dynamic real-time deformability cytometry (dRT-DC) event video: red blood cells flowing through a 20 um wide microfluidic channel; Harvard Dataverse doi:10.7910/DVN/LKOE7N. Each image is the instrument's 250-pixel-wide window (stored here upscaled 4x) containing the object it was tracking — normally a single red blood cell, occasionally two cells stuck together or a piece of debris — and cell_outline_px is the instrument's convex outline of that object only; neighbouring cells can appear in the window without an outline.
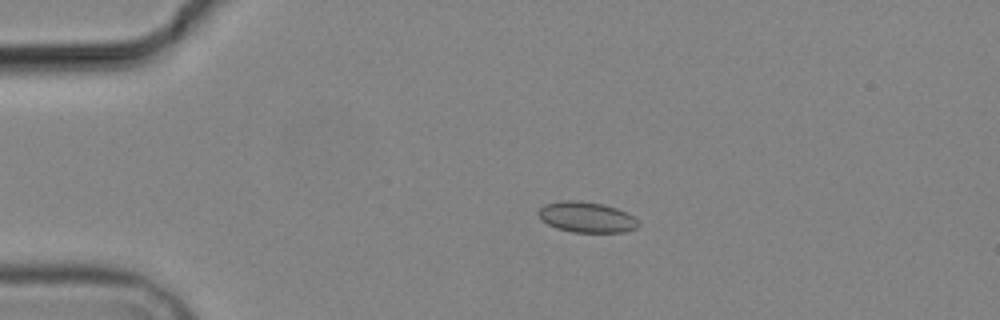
{"species": "common noctule bat (a hibernating species)", "species_latin": "Nyctalus noctula", "temperature_condition": "cold", "stored_images_in_passage": 6, "camera_frame_rate_fps": 3000, "um_per_image_px": 0.085, "animal": {"sex": "male", "body_mass_g": 19.2, "forearm_length_mm": 51.8}, "frame": {"image": 1, "passage_image": 3, "time_ms": 2.333, "image_size_px": [1000, 320], "cell_outline_px": [[640, 224], [636, 228], [624, 232], [572, 232], [556, 228], [540, 220], [536, 212], [544, 204], [560, 200], [580, 200], [604, 204], [616, 208], [632, 216]], "centroid_in_image_um": [49.8, 18.45], "position_along_channel_um": 35.2, "area_um2": 17.98}}
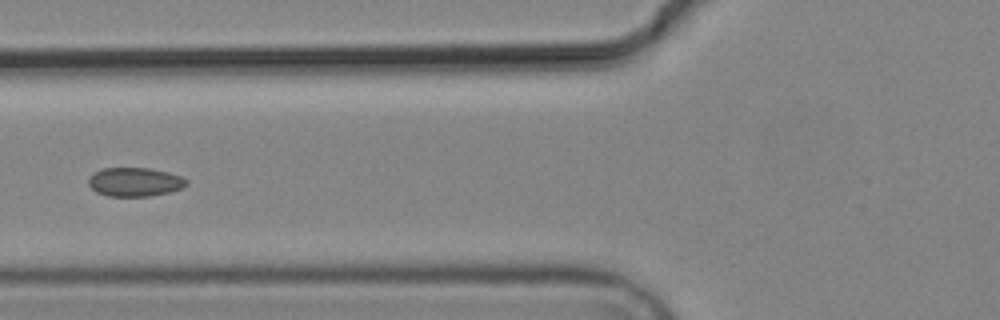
{"frame": {"image": 2, "passage_image": 6, "time_ms": 5.667, "image_size_px": [1000, 320], "cell_outline_px": [[188, 184], [180, 188], [168, 192], [152, 196], [108, 196], [96, 192], [88, 184], [88, 180], [96, 172], [104, 168], [148, 168], [168, 172], [180, 176], [188, 180]], "centroid_in_image_um": [11.47, 15.47], "position_along_channel_um": 114.3, "area_um2": 16.3}}